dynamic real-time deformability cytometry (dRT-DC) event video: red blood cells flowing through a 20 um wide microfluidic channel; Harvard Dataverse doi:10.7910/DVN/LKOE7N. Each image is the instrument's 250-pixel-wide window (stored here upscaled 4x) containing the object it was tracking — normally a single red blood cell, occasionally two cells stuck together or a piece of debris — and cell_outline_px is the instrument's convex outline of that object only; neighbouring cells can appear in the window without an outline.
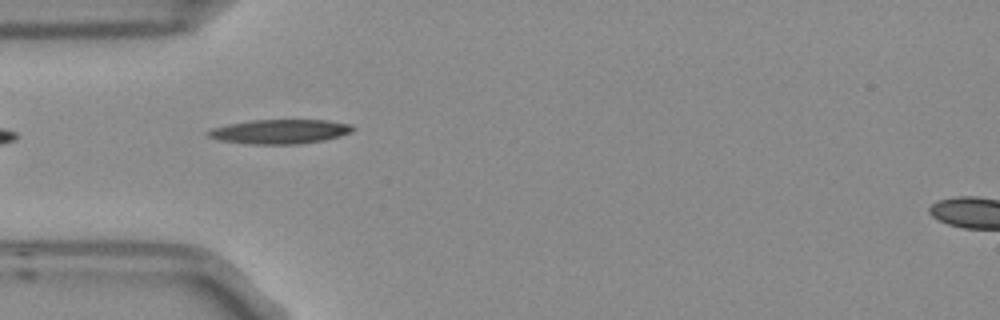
{"species": "Egyptian fruit bat (a non-hibernating species)", "species_latin": "Rousettus aegyptiacus", "temperature_condition": "room temperature", "stored_images_in_passage": 4, "camera_frame_rate_fps": 3000, "um_per_image_px": 0.085, "frame": {"image": 1, "passage_image": 3, "time_ms": 0.667, "image_size_px": [1000, 320], "cell_outline_px": [[356, 128], [352, 132], [324, 140], [300, 144], [252, 144], [220, 140], [208, 136], [204, 132], [212, 128], [228, 124], [252, 120], [328, 120], [352, 124]], "centroid_in_image_um": [23.81, 11.18], "position_along_channel_um": 61.2, "area_um2": 20.58}}